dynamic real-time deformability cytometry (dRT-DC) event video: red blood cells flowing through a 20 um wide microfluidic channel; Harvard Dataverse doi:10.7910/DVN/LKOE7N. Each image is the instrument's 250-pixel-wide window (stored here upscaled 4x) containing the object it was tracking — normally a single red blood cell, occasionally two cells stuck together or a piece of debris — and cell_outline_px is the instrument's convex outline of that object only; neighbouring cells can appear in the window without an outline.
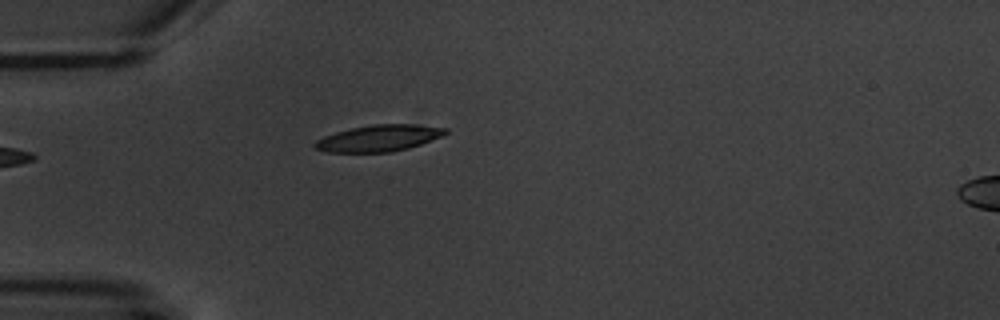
{"species": "common noctule bat (a hibernating species)", "species_latin": "Nyctalus noctula", "temperature_condition": "warm", "stored_images_in_passage": 5, "camera_frame_rate_fps": 3000, "um_per_image_px": 0.085, "animal": {"sex": "male", "body_mass_g": 20.1, "forearm_length_mm": 53.5}, "frame": {"image": 1, "passage_image": 5, "time_ms": 4.667, "image_size_px": [1000, 320], "cell_outline_px": [[448, 132], [444, 136], [408, 148], [392, 152], [324, 152], [316, 148], [312, 144], [316, 140], [324, 136], [336, 132], [352, 128], [372, 124], [416, 124], [448, 128]], "centroid_in_image_um": [32.22, 11.74], "position_along_channel_um": 52.8, "area_um2": 20.23}}